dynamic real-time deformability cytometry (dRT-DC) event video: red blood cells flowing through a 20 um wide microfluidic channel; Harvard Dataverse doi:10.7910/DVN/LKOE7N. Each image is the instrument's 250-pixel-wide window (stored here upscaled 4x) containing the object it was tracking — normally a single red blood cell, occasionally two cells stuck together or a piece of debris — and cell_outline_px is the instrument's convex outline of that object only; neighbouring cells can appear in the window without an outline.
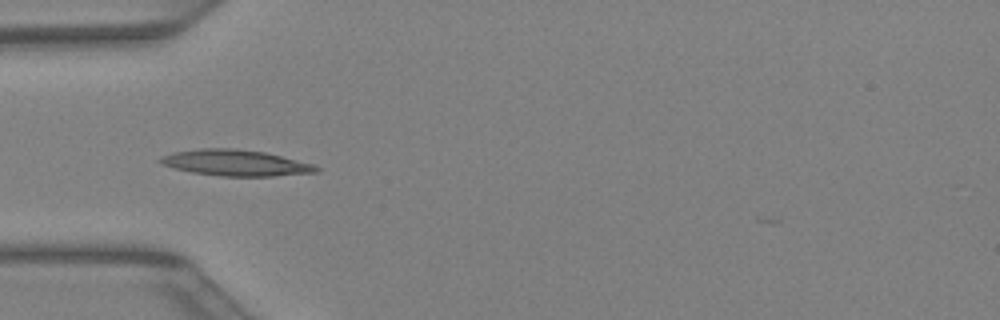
{"species": "Egyptian fruit bat (a non-hibernating species)", "species_latin": "Rousettus aegyptiacus", "temperature_condition": "warm", "stored_images_in_passage": 27, "camera_frame_rate_fps": 3000, "um_per_image_px": 0.085, "animal": {"sex": "female"}, "frame": {"image": 1, "passage_image": 1, "time_ms": 0.0, "image_size_px": [1000, 320], "cell_outline_px": [[320, 172], [272, 176], [220, 176], [192, 172], [172, 168], [160, 164], [156, 160], [160, 156], [172, 152], [200, 148], [232, 148], [264, 152], [312, 164], [320, 168]], "centroid_in_image_um": [19.94, 13.84], "position_along_channel_um": 65.1, "area_um2": 23.76}}
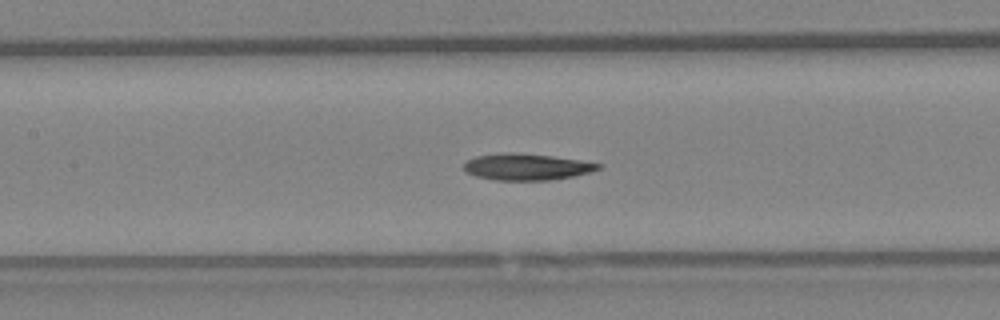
{"frame": {"image": 2, "passage_image": 7, "time_ms": 2.0, "image_size_px": [1000, 320], "cell_outline_px": [[604, 164], [600, 168], [588, 172], [572, 176], [552, 180], [496, 180], [476, 176], [464, 172], [464, 164], [468, 160], [476, 156], [504, 152], [512, 152], [552, 156], [580, 160]], "centroid_in_image_um": [44.74, 14.18], "position_along_channel_um": 162.7, "area_um2": 20.69}}
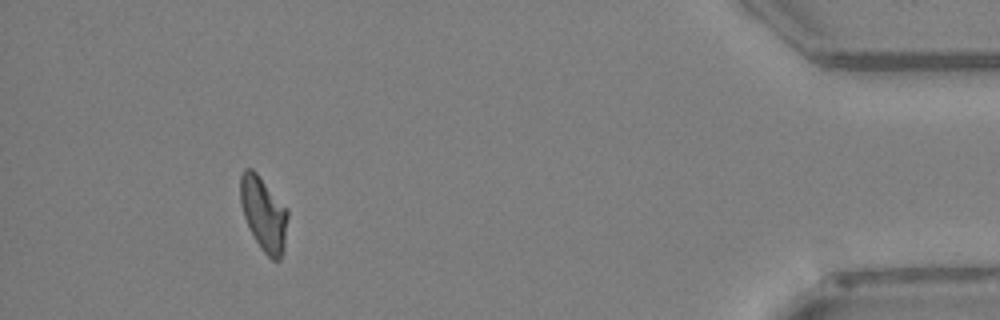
{"frame": {"image": 3, "passage_image": 26, "time_ms": 8.333, "image_size_px": [1000, 320], "cell_outline_px": [[288, 216], [284, 248], [280, 260], [272, 260], [260, 248], [244, 216], [240, 204], [240, 176], [244, 168], [252, 168], [256, 172], [288, 208]], "centroid_in_image_um": [22.42, 18.15], "position_along_channel_um": 412.8, "area_um2": 20.46}}